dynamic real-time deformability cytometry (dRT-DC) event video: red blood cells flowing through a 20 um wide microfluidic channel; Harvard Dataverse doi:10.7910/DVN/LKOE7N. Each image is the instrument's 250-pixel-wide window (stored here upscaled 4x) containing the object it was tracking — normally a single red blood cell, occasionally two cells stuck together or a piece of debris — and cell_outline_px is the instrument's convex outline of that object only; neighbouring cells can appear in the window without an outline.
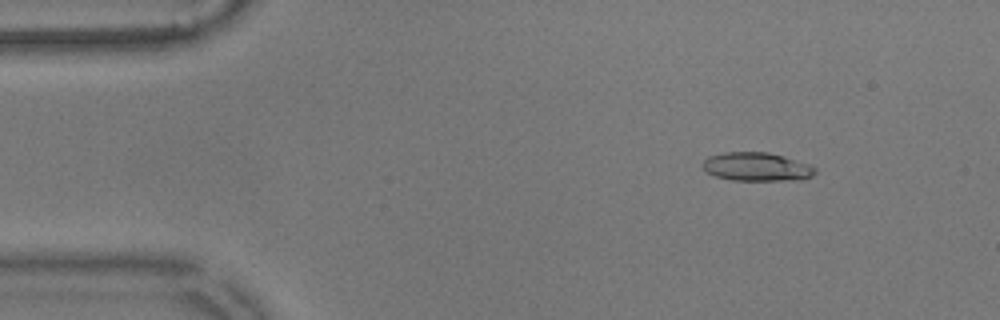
{"species": "common noctule bat (a hibernating species)", "species_latin": "Nyctalus noctula", "temperature_condition": "warm", "stored_images_in_passage": 56, "camera_frame_rate_fps": 3000, "um_per_image_px": 0.085, "animal": {"sex": "male", "body_mass_g": 17.9}, "frame": {"image": 1, "passage_image": 7, "time_ms": 2.0, "image_size_px": [1000, 320], "cell_outline_px": [[816, 172], [812, 176], [800, 180], [732, 180], [716, 176], [704, 172], [700, 164], [708, 156], [724, 152], [768, 152], [784, 156], [812, 164], [816, 168]], "centroid_in_image_um": [64.32, 14.17], "position_along_channel_um": 20.7, "area_um2": 19.07}}
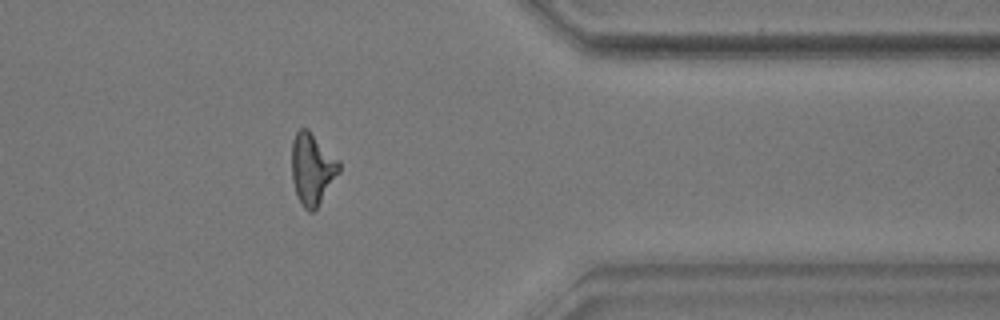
{"frame": {"image": 2, "passage_image": 45, "time_ms": 14.667, "image_size_px": [1000, 320], "cell_outline_px": [[340, 172], [316, 208], [312, 212], [308, 212], [304, 208], [296, 192], [292, 180], [292, 140], [296, 132], [300, 128], [308, 128], [340, 160]], "centroid_in_image_um": [26.55, 14.31], "position_along_channel_um": 384.9, "area_um2": 19.77}}
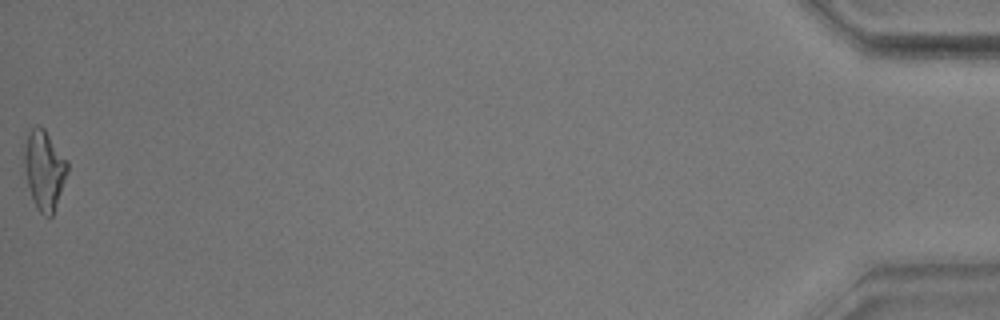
{"frame": {"image": 3, "passage_image": 56, "time_ms": 18.333, "image_size_px": [1000, 320], "cell_outline_px": [[68, 172], [52, 216], [48, 216], [40, 212], [36, 208], [32, 200], [24, 168], [24, 148], [28, 132], [36, 124], [44, 128], [68, 160]], "centroid_in_image_um": [3.76, 14.41], "position_along_channel_um": 431.4, "area_um2": 19.94}, "authors_computed_cell_mechanics": {"area_um2": 18.9295, "velocity_mm_per_s": 3.5933, "shape_relaxation_time_tau1_ms": null, "shape_relaxation_time_tau2_ms": 2.2697, "deformation_change_tau1": null, "deformation_change_tau2": 0.1124}}